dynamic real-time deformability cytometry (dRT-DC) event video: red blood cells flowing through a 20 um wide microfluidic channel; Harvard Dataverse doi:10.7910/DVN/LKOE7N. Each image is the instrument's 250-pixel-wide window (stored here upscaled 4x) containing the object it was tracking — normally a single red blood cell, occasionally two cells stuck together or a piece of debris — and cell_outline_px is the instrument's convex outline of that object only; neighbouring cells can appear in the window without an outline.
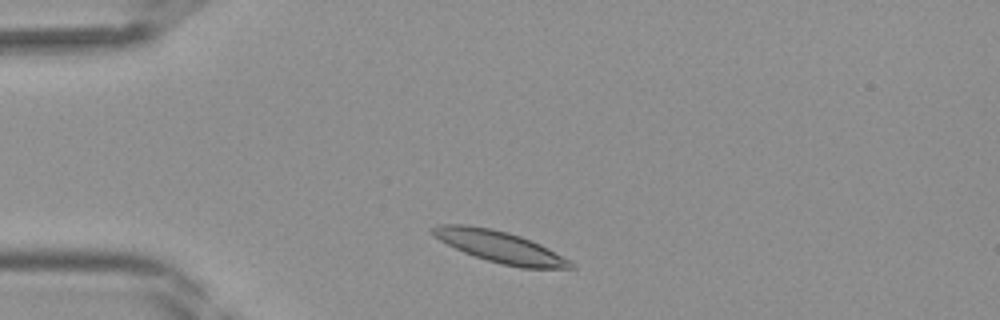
{"species": "Egyptian fruit bat (a non-hibernating species)", "species_latin": "Rousettus aegyptiacus", "temperature_condition": "room temperature", "stored_images_in_passage": 35, "camera_frame_rate_fps": 3000, "um_per_image_px": 0.085, "frame": {"image": 1, "passage_image": 3, "time_ms": 0.667, "image_size_px": [1000, 320], "cell_outline_px": [[576, 268], [520, 268], [500, 264], [464, 252], [432, 236], [432, 228], [440, 224], [468, 224], [508, 232], [520, 236], [540, 244], [548, 248], [576, 264]], "centroid_in_image_um": [42.5, 20.98], "position_along_channel_um": 42.5, "area_um2": 25.14}}
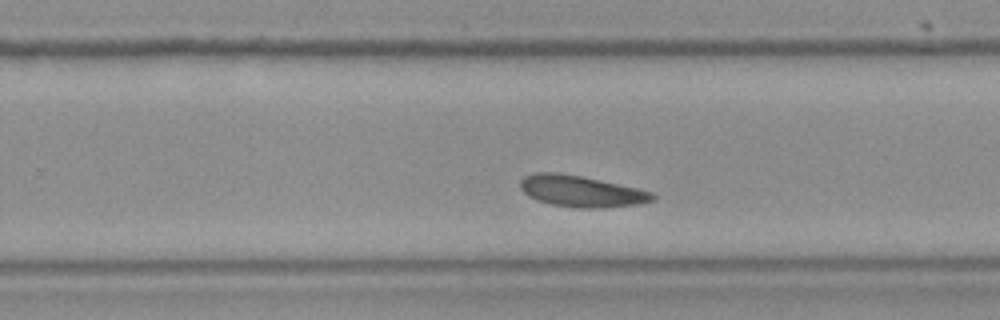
{"frame": {"image": 2, "passage_image": 20, "time_ms": 6.333, "image_size_px": [1000, 320], "cell_outline_px": [[656, 200], [640, 204], [604, 208], [576, 208], [552, 204], [536, 200], [528, 196], [520, 188], [520, 180], [524, 176], [532, 172], [556, 172], [580, 176], [600, 180], [636, 188], [652, 192], [656, 196]], "centroid_in_image_um": [49.39, 16.26], "position_along_channel_um": 280.4, "area_um2": 24.28}}
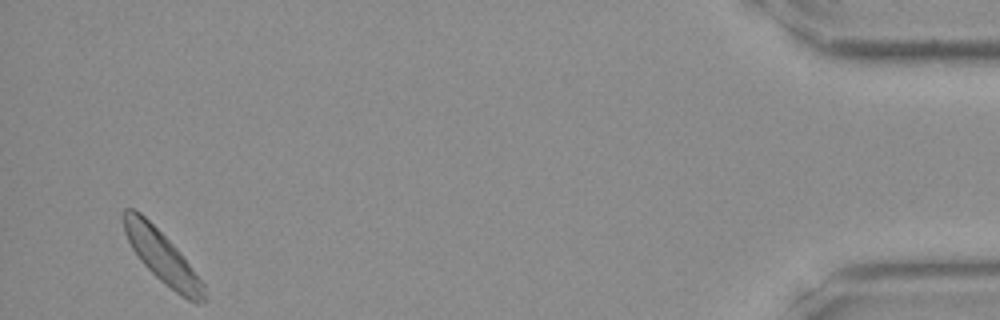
{"frame": {"image": 3, "passage_image": 34, "time_ms": 11.0, "image_size_px": [1000, 320], "cell_outline_px": [[208, 300], [196, 304], [188, 300], [176, 292], [160, 280], [140, 260], [132, 248], [124, 232], [124, 208], [136, 208], [180, 252], [204, 284]], "centroid_in_image_um": [13.81, 21.86], "position_along_channel_um": 421.4, "area_um2": 23.87}}